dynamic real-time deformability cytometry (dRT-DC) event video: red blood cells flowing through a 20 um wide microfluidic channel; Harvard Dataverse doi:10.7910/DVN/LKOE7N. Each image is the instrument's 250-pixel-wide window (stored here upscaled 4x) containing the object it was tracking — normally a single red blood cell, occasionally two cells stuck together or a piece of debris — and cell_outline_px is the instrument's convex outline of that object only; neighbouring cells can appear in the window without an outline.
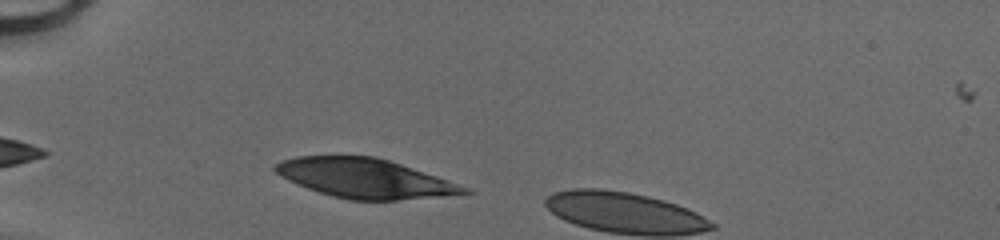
{"species": "human", "species_latin": "Homo sapiens", "temperature_condition": "cold", "stored_images_in_passage": 29, "camera_frame_rate_fps": 3000, "um_per_image_px": 0.085, "donor": {"sex": "male"}, "frame": {"image": 1, "passage_image": 3, "time_ms": 0.667, "image_size_px": [1000, 240], "cell_outline_px": [[476, 192], [440, 196], [396, 200], [348, 200], [332, 196], [308, 188], [288, 180], [280, 176], [272, 168], [272, 164], [280, 160], [296, 156], [376, 156], [472, 188]], "centroid_in_image_um": [30.99, 15.15], "position_along_channel_um": 54.0, "area_um2": 43.18}}
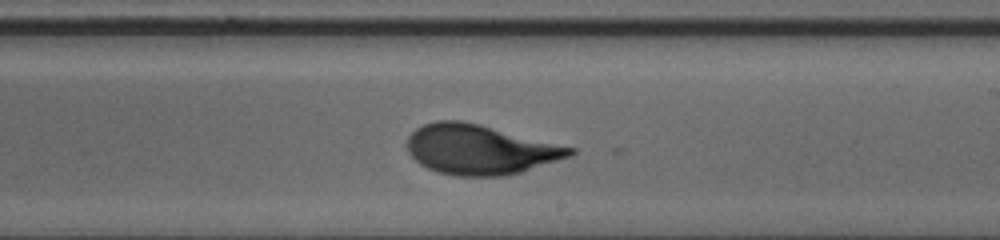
{"frame": {"image": 2, "passage_image": 18, "time_ms": 5.667, "image_size_px": [1000, 240], "cell_outline_px": [[576, 152], [572, 156], [520, 172], [504, 176], [456, 176], [440, 172], [428, 168], [420, 164], [408, 152], [408, 136], [416, 128], [424, 124], [436, 120], [460, 120], [480, 124], [576, 148]], "centroid_in_image_um": [40.81, 12.7], "position_along_channel_um": 248.2, "area_um2": 47.11}}
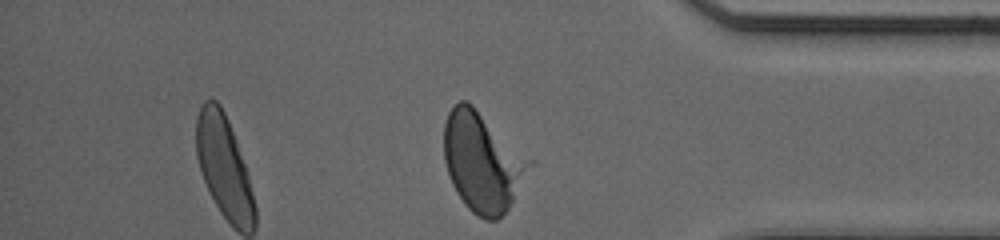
{"frame": {"image": 3, "passage_image": 29, "time_ms": 9.333, "image_size_px": [1000, 240], "cell_outline_px": [[536, 164], [508, 208], [496, 220], [484, 220], [472, 212], [464, 204], [456, 192], [452, 184], [444, 160], [444, 124], [448, 112], [460, 100], [468, 100], [536, 160]], "centroid_in_image_um": [41.08, 13.73], "position_along_channel_um": 394.1, "area_um2": 50.58}}